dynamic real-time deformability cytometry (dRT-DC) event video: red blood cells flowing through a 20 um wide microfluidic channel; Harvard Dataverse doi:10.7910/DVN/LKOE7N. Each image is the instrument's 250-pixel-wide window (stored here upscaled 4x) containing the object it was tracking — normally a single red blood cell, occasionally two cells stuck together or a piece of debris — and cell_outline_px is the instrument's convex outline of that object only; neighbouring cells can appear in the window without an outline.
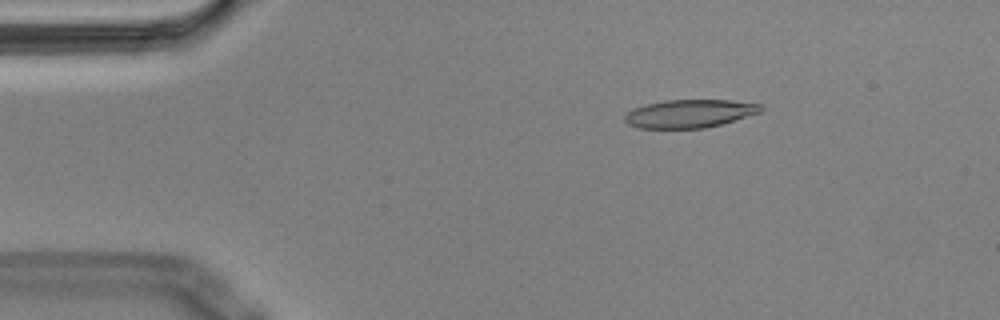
{"species": "Egyptian fruit bat (a non-hibernating species)", "species_latin": "Rousettus aegyptiacus", "temperature_condition": "cold", "stored_images_in_passage": 54, "camera_frame_rate_fps": 3000, "um_per_image_px": 0.085, "animal": {"sex": "male"}, "frame": {"image": 1, "passage_image": 8, "time_ms": 2.333, "image_size_px": [1000, 320], "cell_outline_px": [[764, 108], [760, 112], [724, 124], [704, 128], [640, 128], [628, 124], [624, 120], [624, 116], [632, 108], [644, 104], [664, 100], [728, 100], [764, 104]], "centroid_in_image_um": [58.63, 9.65], "position_along_channel_um": 26.4, "area_um2": 22.54}}
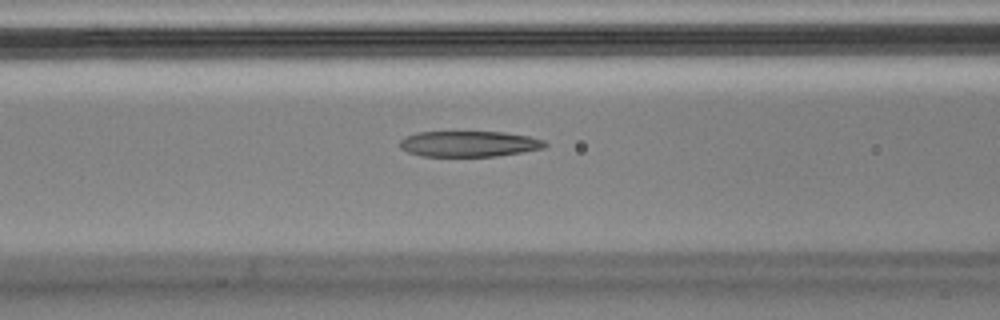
{"frame": {"image": 2, "passage_image": 21, "time_ms": 6.667, "image_size_px": [1000, 320], "cell_outline_px": [[548, 144], [544, 148], [496, 156], [420, 156], [408, 152], [400, 148], [400, 140], [404, 136], [416, 132], [504, 132], [528, 136], [544, 140]], "centroid_in_image_um": [39.83, 12.22], "position_along_channel_um": 126.8, "area_um2": 21.79}}
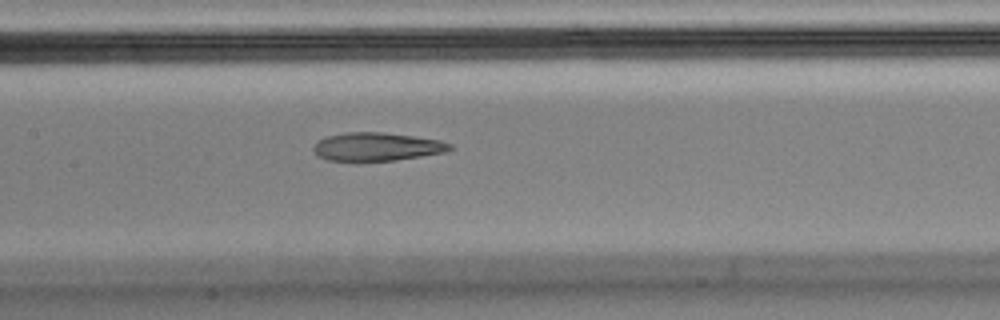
{"frame": {"image": 3, "passage_image": 25, "time_ms": 8.0, "image_size_px": [1000, 320], "cell_outline_px": [[452, 148], [444, 152], [396, 160], [328, 160], [320, 156], [312, 148], [320, 140], [328, 136], [344, 132], [384, 132], [440, 140], [452, 144]], "centroid_in_image_um": [32.06, 12.45], "position_along_channel_um": 175.3, "area_um2": 22.02}, "authors_computed_cell_mechanics": {"area_um2": 24.0737, "velocity_mm_per_s": 3.6269, "shape_relaxation_time_tau1_ms": null, "shape_relaxation_time_tau2_ms": 1.4324, "deformation_change_tau1": null, "deformation_change_tau2": 0.0996}}